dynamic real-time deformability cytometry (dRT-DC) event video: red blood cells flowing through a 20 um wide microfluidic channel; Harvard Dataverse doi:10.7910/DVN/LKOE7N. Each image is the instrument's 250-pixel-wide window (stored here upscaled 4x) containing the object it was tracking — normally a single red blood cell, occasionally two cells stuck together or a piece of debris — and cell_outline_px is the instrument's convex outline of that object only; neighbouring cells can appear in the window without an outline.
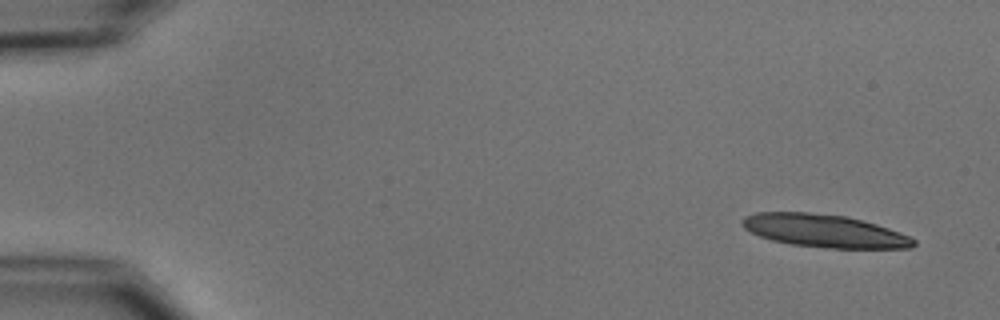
{"species": "common noctule bat (a hibernating species)", "species_latin": "Nyctalus noctula", "temperature_condition": "cold", "stored_images_in_passage": 22, "camera_frame_rate_fps": 3000, "um_per_image_px": 0.085, "animal": {"sex": "male", "body_mass_g": 15.6}, "frame": {"image": 1, "passage_image": 1, "time_ms": 0.0, "image_size_px": [1000, 320], "cell_outline_px": [[916, 244], [912, 248], [832, 248], [792, 244], [772, 240], [760, 236], [744, 228], [740, 224], [744, 216], [756, 212], [808, 212], [848, 216], [876, 224], [900, 232], [916, 240]], "centroid_in_image_um": [70.06, 19.61], "position_along_channel_um": 14.9, "area_um2": 32.77}}